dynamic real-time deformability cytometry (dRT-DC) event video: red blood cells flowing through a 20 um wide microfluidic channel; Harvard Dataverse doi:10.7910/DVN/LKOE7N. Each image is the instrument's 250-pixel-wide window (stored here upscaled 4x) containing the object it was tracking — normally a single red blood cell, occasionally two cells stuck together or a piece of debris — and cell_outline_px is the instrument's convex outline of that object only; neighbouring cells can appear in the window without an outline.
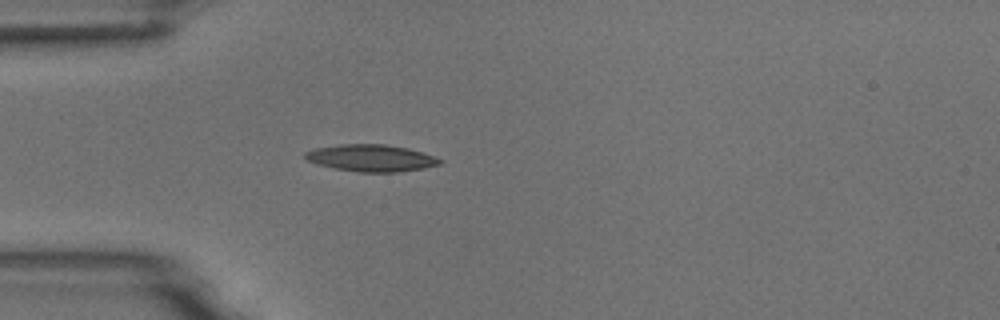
{"species": "common noctule bat (a hibernating species)", "species_latin": "Nyctalus noctula", "temperature_condition": "room temperature", "stored_images_in_passage": 1, "camera_frame_rate_fps": 3000, "um_per_image_px": 0.085, "animal": {"sex": "male", "body_mass_g": 18.8}, "frame": {"image": 1, "passage_image": 1, "time_ms": 0.0, "image_size_px": [1000, 320], "cell_outline_px": [[444, 160], [440, 164], [424, 168], [400, 172], [356, 172], [316, 164], [308, 160], [304, 156], [304, 152], [316, 148], [340, 144], [384, 144], [408, 148]], "centroid_in_image_um": [31.54, 13.43], "position_along_channel_um": 53.5, "area_um2": 21.04}}